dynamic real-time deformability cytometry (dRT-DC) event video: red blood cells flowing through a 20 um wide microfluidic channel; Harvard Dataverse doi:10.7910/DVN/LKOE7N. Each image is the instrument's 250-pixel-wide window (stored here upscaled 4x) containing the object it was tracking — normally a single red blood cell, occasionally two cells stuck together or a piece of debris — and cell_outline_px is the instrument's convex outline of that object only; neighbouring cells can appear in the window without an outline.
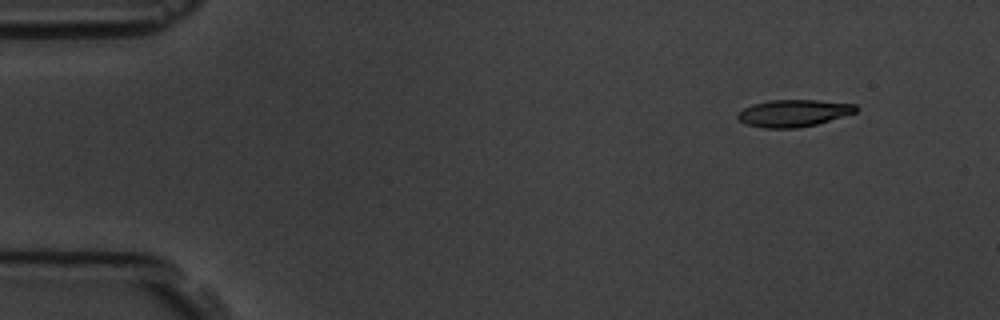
{"species": "common noctule bat (a hibernating species)", "species_latin": "Nyctalus noctula", "temperature_condition": "room temperature", "stored_images_in_passage": 3, "camera_frame_rate_fps": 3000, "um_per_image_px": 0.085, "animal": {"sex": "male", "body_mass_g": 19.5, "forearm_length_mm": 54.6}, "frame": {"image": 1, "passage_image": 1, "time_ms": 0.0, "image_size_px": [1000, 320], "cell_outline_px": [[856, 112], [816, 124], [796, 128], [764, 128], [744, 124], [736, 116], [736, 112], [752, 104], [768, 100], [816, 100], [856, 104]], "centroid_in_image_um": [67.38, 9.61], "position_along_channel_um": 17.6, "area_um2": 18.61}}